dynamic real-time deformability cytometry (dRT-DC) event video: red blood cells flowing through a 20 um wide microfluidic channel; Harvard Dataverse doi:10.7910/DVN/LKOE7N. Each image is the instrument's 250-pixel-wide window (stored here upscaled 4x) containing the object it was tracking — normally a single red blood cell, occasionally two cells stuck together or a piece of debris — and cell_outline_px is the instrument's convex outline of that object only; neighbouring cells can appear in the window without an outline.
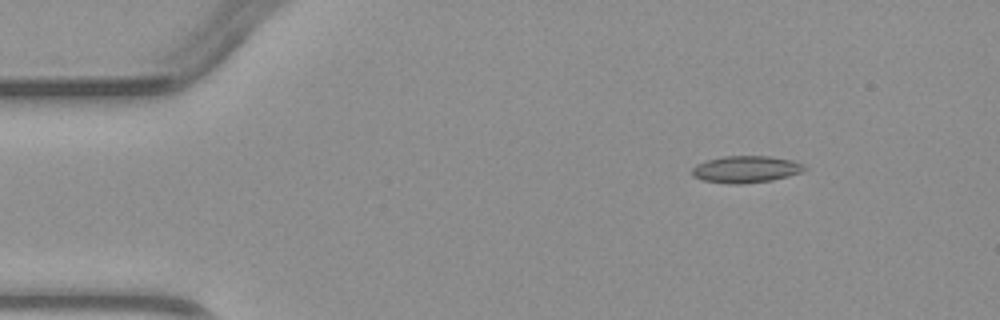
{"species": "common noctule bat (a hibernating species)", "species_latin": "Nyctalus noctula", "temperature_condition": "warm", "stored_images_in_passage": 5, "camera_frame_rate_fps": 3000, "um_per_image_px": 0.085, "animal": {"sex": "male", "body_mass_g": 23.1, "forearm_length_mm": 52.7}, "frame": {"image": 1, "passage_image": 1, "time_ms": 0.0, "image_size_px": [1000, 320], "cell_outline_px": [[808, 168], [800, 172], [788, 176], [772, 180], [740, 184], [732, 184], [704, 180], [692, 176], [692, 168], [696, 164], [708, 160], [724, 156], [772, 156], [792, 160], [804, 164]], "centroid_in_image_um": [63.42, 14.38], "position_along_channel_um": 21.6, "area_um2": 17.57}}
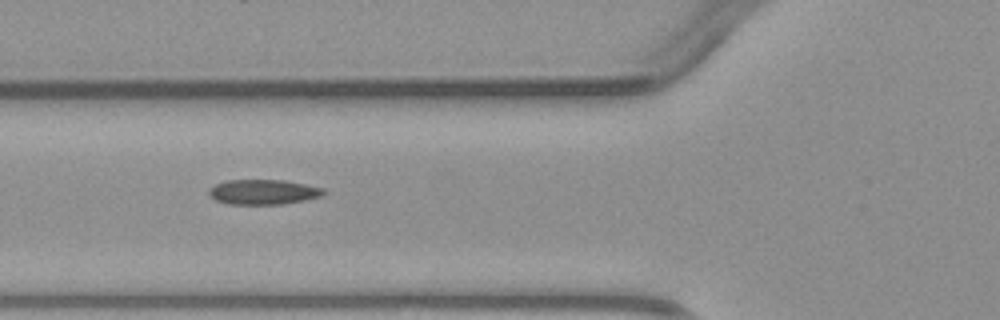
{"frame": {"image": 2, "passage_image": 4, "time_ms": 3.667, "image_size_px": [1000, 320], "cell_outline_px": [[328, 192], [320, 196], [304, 200], [284, 204], [228, 204], [216, 200], [208, 192], [208, 188], [216, 184], [228, 180], [284, 180], [324, 188]], "centroid_in_image_um": [22.39, 16.32], "position_along_channel_um": 103.4, "area_um2": 16.65}}
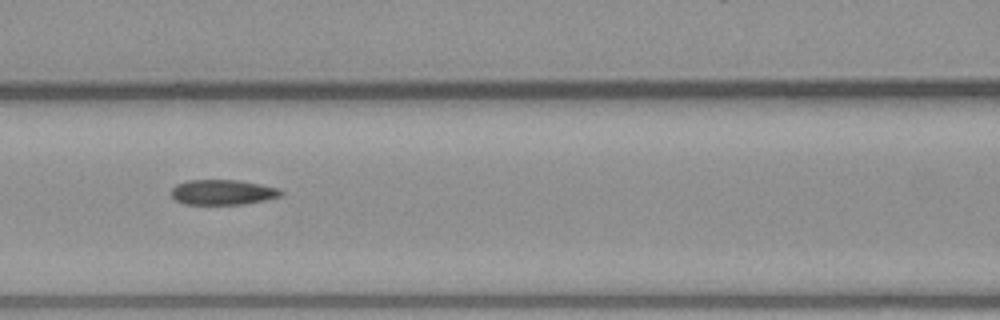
{"frame": {"image": 3, "passage_image": 5, "time_ms": 4.667, "image_size_px": [1000, 320], "cell_outline_px": [[284, 192], [280, 196], [268, 200], [244, 204], [184, 204], [176, 200], [172, 196], [172, 188], [176, 184], [188, 180], [236, 180], [260, 184], [280, 188]], "centroid_in_image_um": [18.96, 16.34], "position_along_channel_um": 147.6, "area_um2": 16.13}}